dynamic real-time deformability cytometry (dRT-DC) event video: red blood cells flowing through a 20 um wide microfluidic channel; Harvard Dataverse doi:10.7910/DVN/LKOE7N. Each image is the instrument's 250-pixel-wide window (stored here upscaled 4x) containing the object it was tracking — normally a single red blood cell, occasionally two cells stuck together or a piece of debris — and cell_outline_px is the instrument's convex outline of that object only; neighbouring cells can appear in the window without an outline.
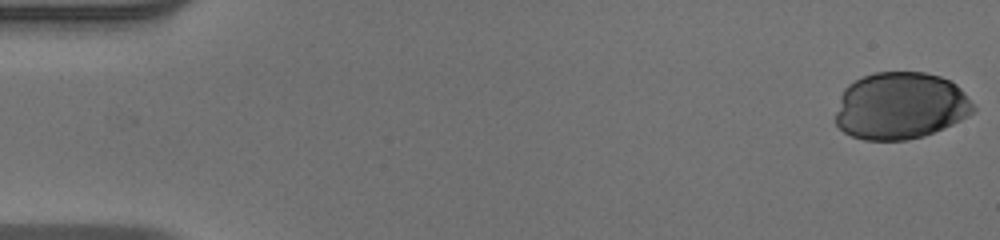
{"species": "human", "species_latin": "Homo sapiens", "temperature_condition": "warm", "stored_images_in_passage": 43, "camera_frame_rate_fps": 3000, "um_per_image_px": 0.085, "donor": {"sex": "male"}, "frame": {"image": 1, "passage_image": 1, "time_ms": 0.0, "image_size_px": [1000, 240], "cell_outline_px": [[976, 108], [968, 116], [944, 128], [924, 136], [908, 140], [864, 140], [852, 136], [844, 132], [836, 124], [836, 112], [840, 96], [844, 88], [848, 84], [864, 76], [876, 72], [924, 72], [940, 76], [956, 84], [964, 92]], "centroid_in_image_um": [76.53, 9.0], "position_along_channel_um": 8.5, "area_um2": 53.93}}
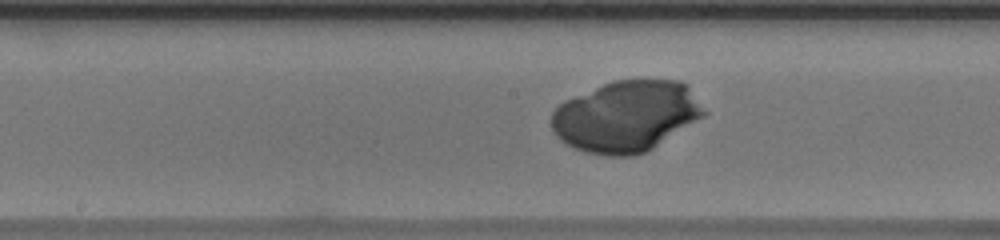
{"frame": {"image": 2, "passage_image": 27, "time_ms": 8.667, "image_size_px": [1000, 240], "cell_outline_px": [[708, 112], [704, 116], [652, 148], [644, 152], [632, 156], [608, 156], [584, 152], [568, 144], [556, 136], [552, 128], [552, 112], [564, 100], [612, 80], [680, 80], [688, 84]], "centroid_in_image_um": [53.25, 9.87], "position_along_channel_um": 195.0, "area_um2": 63.12}}
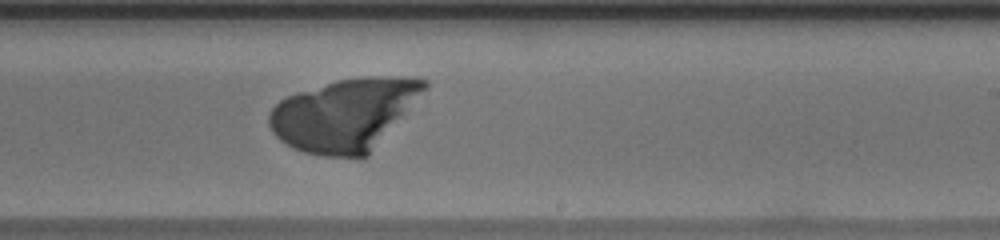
{"frame": {"image": 3, "passage_image": 32, "time_ms": 10.333, "image_size_px": [1000, 240], "cell_outline_px": [[428, 88], [368, 156], [324, 156], [304, 152], [292, 148], [280, 140], [272, 132], [268, 124], [268, 112], [280, 100], [296, 92], [336, 80], [360, 76], [412, 76], [428, 80]], "centroid_in_image_um": [29.3, 9.7], "position_along_channel_um": 259.7, "area_um2": 65.55}}